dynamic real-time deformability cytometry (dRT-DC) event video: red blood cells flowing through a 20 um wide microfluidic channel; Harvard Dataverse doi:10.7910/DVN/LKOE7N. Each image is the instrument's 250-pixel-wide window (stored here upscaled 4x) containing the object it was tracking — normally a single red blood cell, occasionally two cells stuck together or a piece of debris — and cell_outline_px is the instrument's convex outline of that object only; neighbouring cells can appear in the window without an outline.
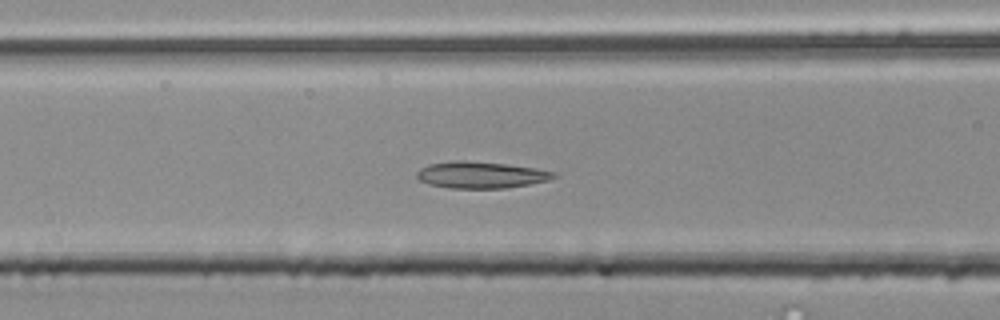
{"species": "common noctule bat (a hibernating species)", "species_latin": "Nyctalus noctula", "temperature_condition": "room temperature", "stored_images_in_passage": 37, "camera_frame_rate_fps": 3000, "um_per_image_px": 0.085, "animal": {"sex": "male", "body_mass_g": 20.4}, "frame": {"image": 1, "passage_image": 5, "time_ms": 1.333, "image_size_px": [1000, 320], "cell_outline_px": [[556, 176], [548, 180], [528, 184], [504, 188], [452, 188], [428, 184], [420, 180], [416, 176], [416, 172], [420, 168], [428, 164], [456, 160], [460, 160], [504, 164], [536, 168], [556, 172]], "centroid_in_image_um": [40.84, 14.86], "position_along_channel_um": 125.8, "area_um2": 21.04}}
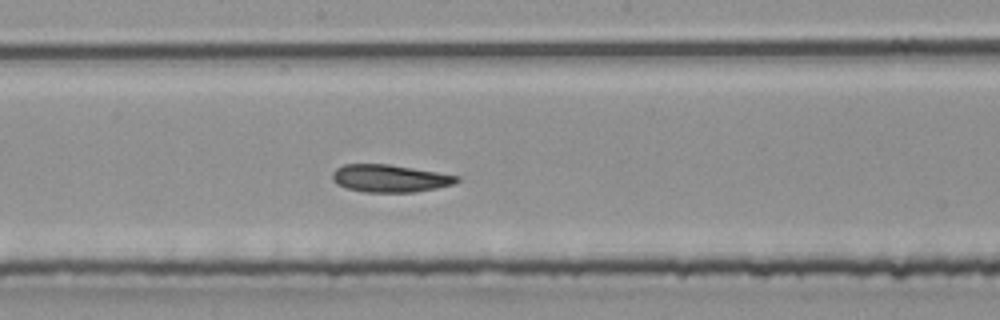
{"frame": {"image": 2, "passage_image": 12, "time_ms": 3.667, "image_size_px": [1000, 320], "cell_outline_px": [[460, 180], [452, 184], [436, 188], [412, 192], [364, 192], [348, 188], [336, 184], [332, 180], [332, 172], [336, 168], [344, 164], [388, 164], [460, 176]], "centroid_in_image_um": [33.1, 15.16], "position_along_channel_um": 215.1, "area_um2": 19.83}}
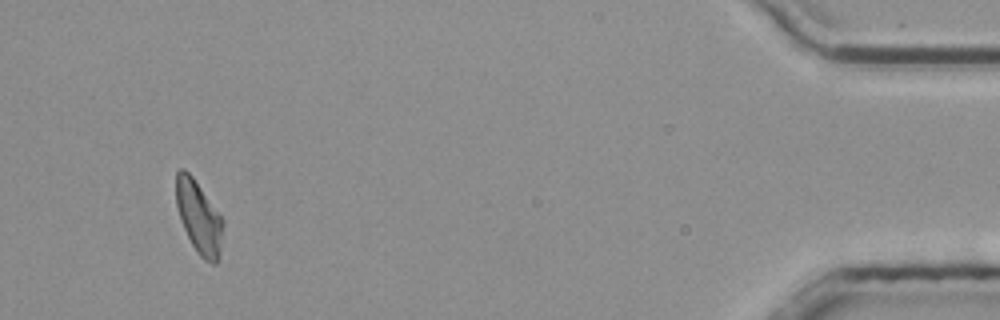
{"frame": {"image": 3, "passage_image": 34, "time_ms": 11.0, "image_size_px": [1000, 320], "cell_outline_px": [[224, 224], [220, 248], [216, 264], [212, 264], [204, 260], [200, 256], [192, 244], [180, 220], [176, 204], [176, 172], [180, 168], [184, 168], [192, 176], [224, 220]], "centroid_in_image_um": [16.89, 18.45], "position_along_channel_um": 418.3, "area_um2": 19.65}}